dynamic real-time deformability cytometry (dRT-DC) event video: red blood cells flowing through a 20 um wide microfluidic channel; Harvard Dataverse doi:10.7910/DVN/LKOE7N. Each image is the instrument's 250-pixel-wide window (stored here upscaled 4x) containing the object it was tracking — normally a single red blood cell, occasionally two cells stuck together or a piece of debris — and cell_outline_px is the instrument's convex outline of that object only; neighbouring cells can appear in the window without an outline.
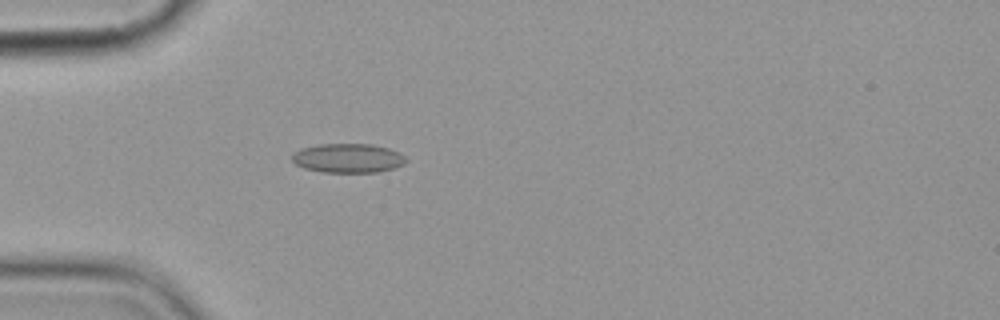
{"species": "common noctule bat (a hibernating species)", "species_latin": "Nyctalus noctula", "temperature_condition": "cold", "stored_images_in_passage": 5, "camera_frame_rate_fps": 3000, "um_per_image_px": 0.085, "animal": {"sex": "female", "body_mass_g": 19.9}, "frame": {"image": 1, "passage_image": 5, "time_ms": 4.667, "image_size_px": [1000, 320], "cell_outline_px": [[408, 160], [404, 164], [392, 168], [376, 172], [320, 172], [304, 168], [296, 164], [292, 160], [292, 156], [300, 148], [320, 144], [372, 144], [388, 148], [400, 152]], "centroid_in_image_um": [29.58, 13.44], "position_along_channel_um": 55.4, "area_um2": 19.36}}